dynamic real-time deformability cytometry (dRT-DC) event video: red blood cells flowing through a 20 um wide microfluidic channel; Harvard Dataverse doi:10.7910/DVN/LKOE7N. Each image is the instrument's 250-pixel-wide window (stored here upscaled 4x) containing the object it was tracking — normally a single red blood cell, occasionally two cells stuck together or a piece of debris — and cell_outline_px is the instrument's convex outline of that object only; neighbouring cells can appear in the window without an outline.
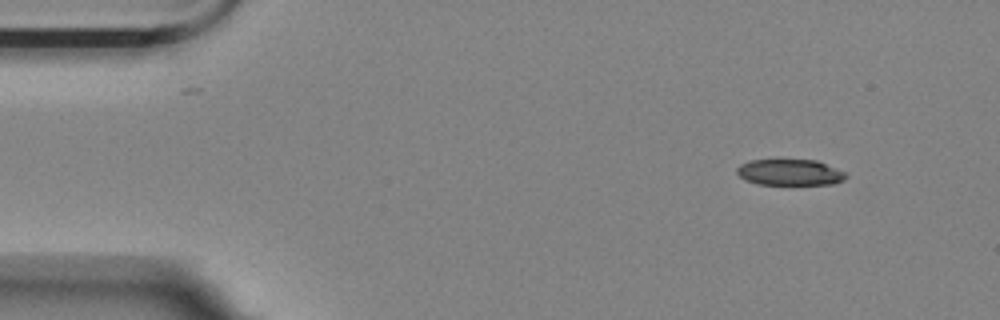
{"species": "Egyptian fruit bat (a non-hibernating species)", "species_latin": "Rousettus aegyptiacus", "temperature_condition": "room temperature", "stored_images_in_passage": 5, "camera_frame_rate_fps": 3000, "um_per_image_px": 0.085, "animal": {"sex": "female"}, "frame": {"image": 1, "passage_image": 1, "time_ms": 0.0, "image_size_px": [1000, 320], "cell_outline_px": [[848, 176], [844, 180], [832, 184], [760, 184], [744, 180], [736, 172], [736, 168], [740, 164], [748, 160], [776, 156], [816, 160], [844, 172]], "centroid_in_image_um": [67.06, 14.58], "position_along_channel_um": 17.9, "area_um2": 17.46}}